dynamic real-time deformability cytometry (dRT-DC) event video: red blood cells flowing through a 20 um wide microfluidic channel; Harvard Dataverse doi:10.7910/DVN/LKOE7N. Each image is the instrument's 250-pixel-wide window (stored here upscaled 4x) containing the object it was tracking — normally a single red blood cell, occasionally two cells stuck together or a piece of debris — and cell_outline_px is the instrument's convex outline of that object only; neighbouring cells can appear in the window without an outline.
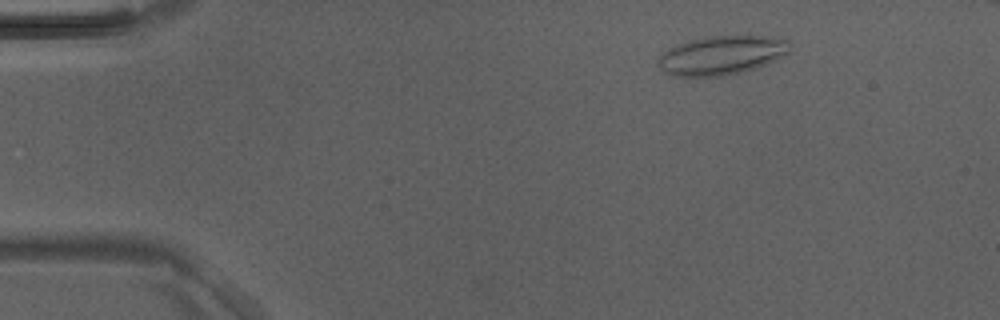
{"species": "Egyptian fruit bat (a non-hibernating species)", "species_latin": "Rousettus aegyptiacus", "temperature_condition": "room temperature", "stored_images_in_passage": 43, "segment_of_instrument_passage": [1, 2], "camera_frame_rate_fps": 3000, "um_per_image_px": 0.085, "animal": {"sex": "male"}, "frame": {"image": 1, "passage_image": 2, "time_ms": 0.333, "image_size_px": [1000, 320], "cell_outline_px": [[792, 44], [788, 52], [756, 68], [724, 76], [672, 76], [664, 72], [656, 64], [660, 56], [668, 48], [676, 44], [688, 40], [704, 36], [772, 36], [788, 40]], "centroid_in_image_um": [61.29, 4.68], "position_along_channel_um": 23.7, "area_um2": 29.94}}
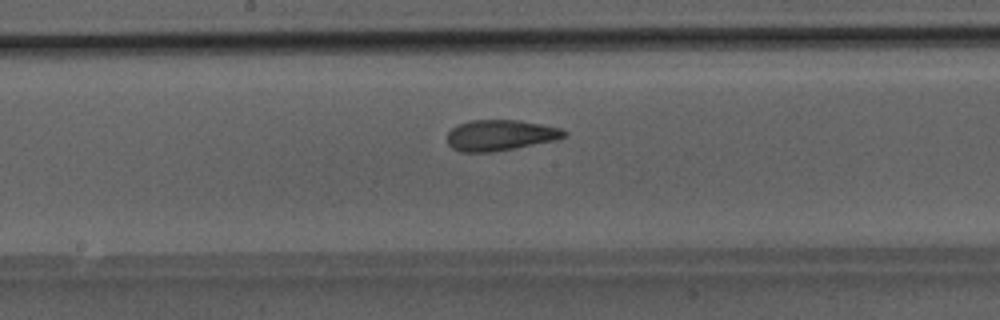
{"frame": {"image": 2, "passage_image": 20, "time_ms": 6.333, "image_size_px": [1000, 320], "cell_outline_px": [[568, 136], [556, 140], [492, 152], [460, 152], [452, 148], [448, 144], [448, 132], [452, 128], [460, 124], [472, 120], [520, 120], [560, 128], [568, 132]], "centroid_in_image_um": [42.54, 11.49], "position_along_channel_um": 205.7, "area_um2": 20.92}}
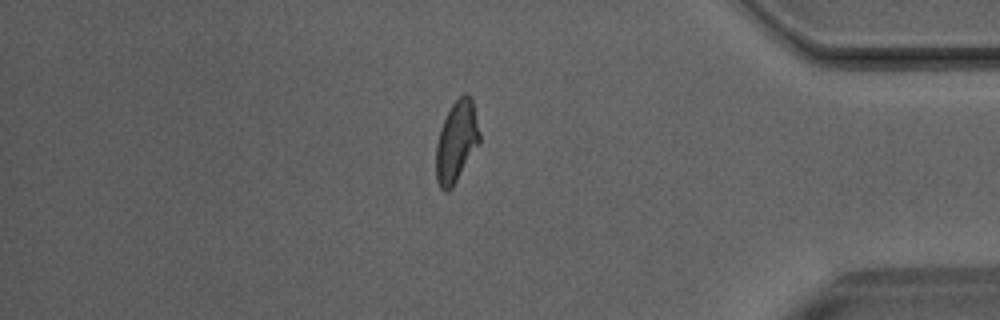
{"frame": {"image": 3, "passage_image": 35, "time_ms": 11.333, "image_size_px": [1000, 320], "cell_outline_px": [[480, 144], [452, 188], [448, 192], [444, 192], [440, 188], [436, 180], [436, 144], [440, 128], [452, 104], [464, 92], [468, 92], [472, 100], [480, 132]], "centroid_in_image_um": [38.8, 12.06], "position_along_channel_um": 396.4, "area_um2": 20.81}}